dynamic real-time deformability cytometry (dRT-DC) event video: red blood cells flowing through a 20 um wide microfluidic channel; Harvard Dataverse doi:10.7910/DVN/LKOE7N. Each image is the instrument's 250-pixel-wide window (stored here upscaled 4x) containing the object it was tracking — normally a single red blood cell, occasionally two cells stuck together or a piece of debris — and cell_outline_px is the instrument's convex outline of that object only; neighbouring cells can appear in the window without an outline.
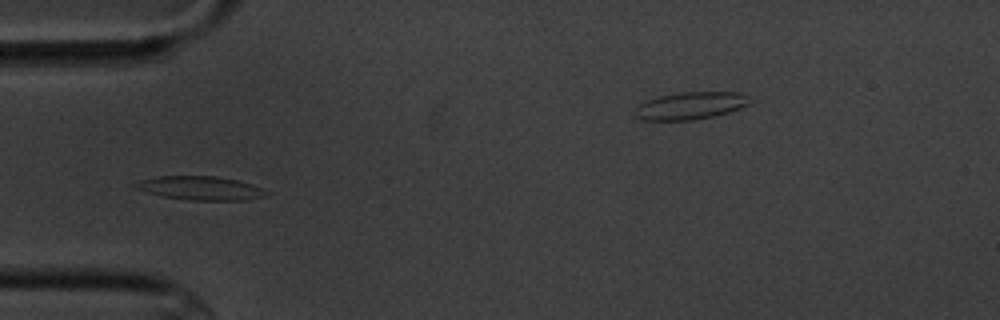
{"species": "common noctule bat (a hibernating species)", "species_latin": "Nyctalus noctula", "temperature_condition": "cold", "stored_images_in_passage": 6, "camera_frame_rate_fps": 3000, "um_per_image_px": 0.085, "animal": {"sex": "male", "body_mass_g": 20.1, "forearm_length_mm": 53.5}, "frame": {"image": 1, "passage_image": 5, "time_ms": 5.667, "image_size_px": [1000, 320], "cell_outline_px": [[272, 192], [264, 196], [248, 200], [188, 200], [164, 196], [132, 188], [132, 184], [140, 180], [156, 176], [216, 176], [236, 180], [252, 184]], "centroid_in_image_um": [17.04, 15.99], "position_along_channel_um": 68.0, "area_um2": 18.21}}
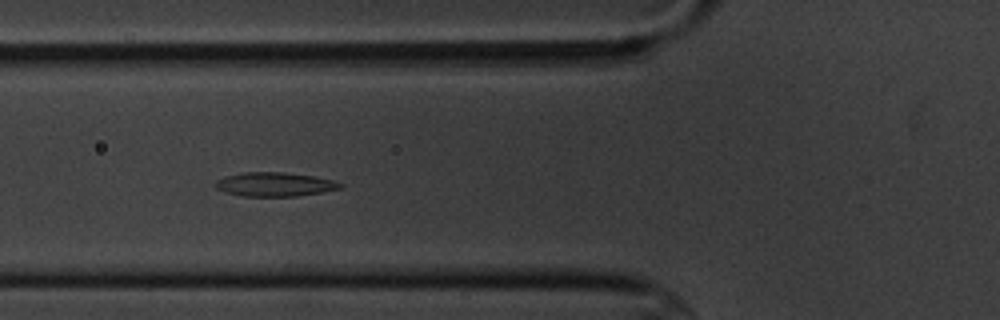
{"frame": {"image": 2, "passage_image": 6, "time_ms": 6.667, "image_size_px": [1000, 320], "cell_outline_px": [[344, 188], [296, 196], [240, 196], [224, 192], [216, 188], [212, 184], [216, 180], [224, 176], [240, 172], [284, 172], [312, 176], [332, 180], [344, 184]], "centroid_in_image_um": [23.29, 15.66], "position_along_channel_um": 102.5, "area_um2": 17.63}}